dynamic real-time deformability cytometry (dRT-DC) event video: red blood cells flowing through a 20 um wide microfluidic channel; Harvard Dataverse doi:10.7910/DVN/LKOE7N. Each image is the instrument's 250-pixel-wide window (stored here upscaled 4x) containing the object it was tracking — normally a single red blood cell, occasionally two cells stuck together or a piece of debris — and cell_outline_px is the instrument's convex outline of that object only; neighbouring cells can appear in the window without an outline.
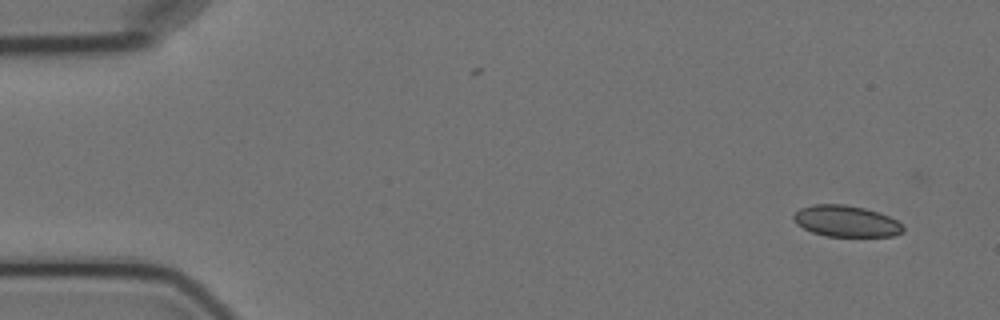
{"species": "Egyptian fruit bat (a non-hibernating species)", "species_latin": "Rousettus aegyptiacus", "temperature_condition": "cold", "stored_images_in_passage": 14, "camera_frame_rate_fps": 3000, "um_per_image_px": 0.085, "animal": {"sex": "female"}, "frame": {"image": 1, "passage_image": 1, "time_ms": 0.0, "image_size_px": [1000, 320], "cell_outline_px": [[904, 232], [892, 236], [828, 236], [812, 232], [796, 224], [792, 220], [792, 216], [800, 208], [812, 204], [844, 204], [864, 208], [880, 212], [896, 220], [904, 228]], "centroid_in_image_um": [71.9, 18.79], "position_along_channel_um": 13.1, "area_um2": 20.0}}
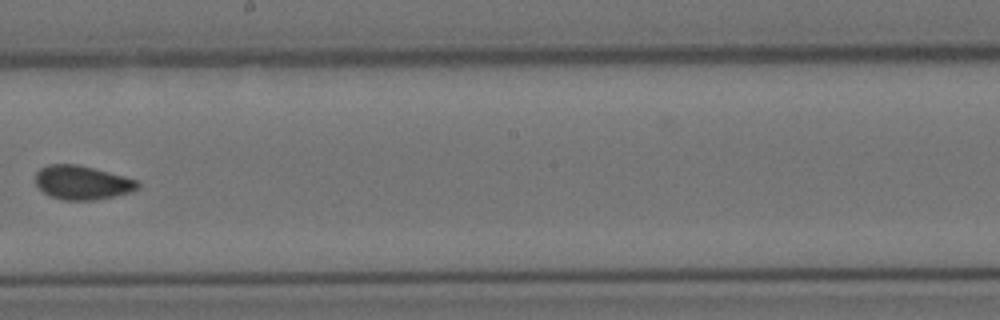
{"frame": {"image": 2, "passage_image": 8, "time_ms": 9.667, "image_size_px": [1000, 320], "cell_outline_px": [[140, 188], [132, 192], [92, 200], [64, 200], [48, 196], [36, 184], [36, 172], [40, 168], [48, 164], [76, 164], [124, 176], [136, 180], [140, 184]], "centroid_in_image_um": [6.98, 15.52], "position_along_channel_um": 241.2, "area_um2": 20.11}}
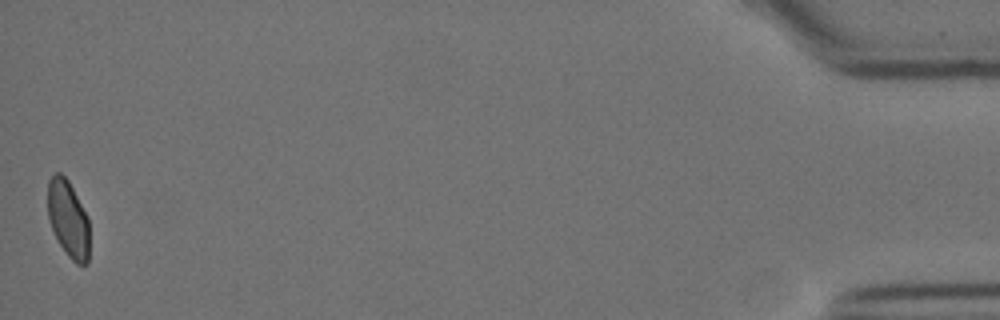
{"frame": {"image": 3, "passage_image": 14, "time_ms": 17.667, "image_size_px": [1000, 320], "cell_outline_px": [[88, 264], [76, 264], [68, 256], [60, 244], [48, 220], [48, 180], [56, 172], [60, 172], [68, 180], [88, 216]], "centroid_in_image_um": [5.79, 18.59], "position_along_channel_um": 429.4, "area_um2": 18.55}, "authors_computed_cell_mechanics": {"area_um2": 20.0277, "velocity_mm_per_s": 3.5518, "shape_relaxation_time_tau1_ms": 5.1076, "shape_relaxation_time_tau2_ms": 1.2888, "deformation_change_tau1": 0.103, "deformation_change_tau2": 0.0581}}